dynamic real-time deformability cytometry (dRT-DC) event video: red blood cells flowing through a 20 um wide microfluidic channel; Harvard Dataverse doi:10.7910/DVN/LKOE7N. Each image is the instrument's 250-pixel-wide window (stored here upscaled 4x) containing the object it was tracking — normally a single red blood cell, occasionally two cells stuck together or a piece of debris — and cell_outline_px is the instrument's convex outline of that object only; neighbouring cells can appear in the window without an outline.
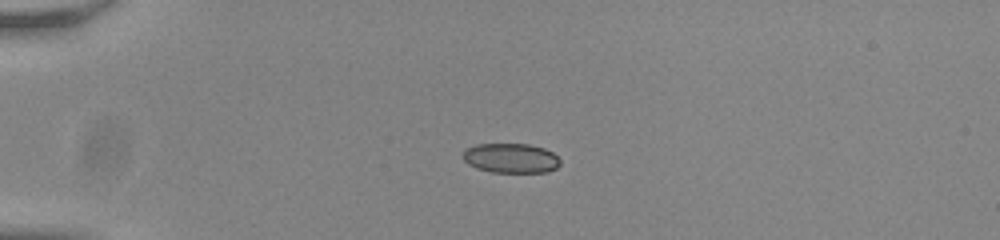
{"species": "common noctule bat (a hibernating species)", "species_latin": "Nyctalus noctula", "temperature_condition": "room temperature", "stored_images_in_passage": 42, "camera_frame_rate_fps": 3000, "um_per_image_px": 0.085, "animal": {"sex": "male", "body_mass_g": 20.0, "forearm_length_mm": 53.3}, "frame": {"image": 1, "passage_image": 1, "time_ms": 0.0, "image_size_px": [1000, 240], "cell_outline_px": [[560, 164], [556, 168], [548, 172], [492, 172], [476, 168], [468, 164], [464, 160], [464, 148], [476, 144], [528, 144], [544, 148], [552, 152], [560, 160]], "centroid_in_image_um": [43.42, 13.44], "position_along_channel_um": 41.6, "area_um2": 16.82}}
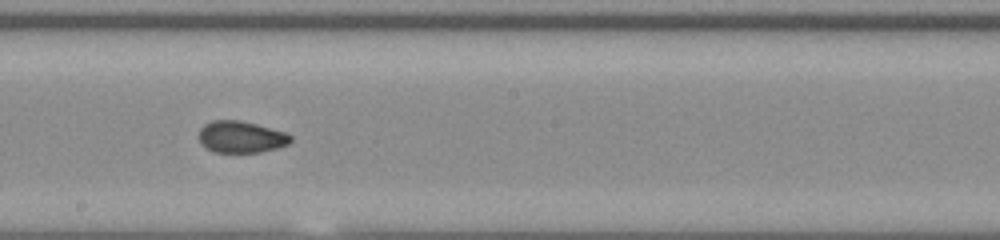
{"frame": {"image": 2, "passage_image": 19, "time_ms": 6.0, "image_size_px": [1000, 240], "cell_outline_px": [[292, 140], [288, 144], [276, 148], [260, 152], [216, 152], [204, 148], [200, 144], [200, 128], [204, 124], [212, 120], [240, 120], [256, 124], [284, 132], [292, 136]], "centroid_in_image_um": [20.46, 11.64], "position_along_channel_um": 227.7, "area_um2": 16.94}}
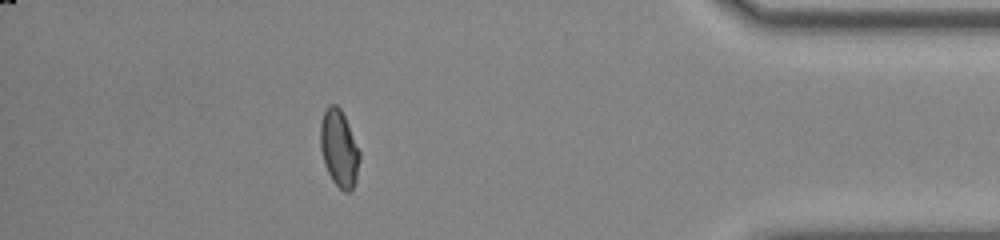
{"frame": {"image": 3, "passage_image": 36, "time_ms": 11.667, "image_size_px": [1000, 240], "cell_outline_px": [[360, 156], [356, 180], [352, 188], [348, 192], [344, 192], [332, 180], [324, 164], [320, 148], [320, 120], [328, 104], [336, 104], [340, 108], [344, 116], [360, 152]], "centroid_in_image_um": [28.8, 12.6], "position_along_channel_um": 406.4, "area_um2": 17.51}}